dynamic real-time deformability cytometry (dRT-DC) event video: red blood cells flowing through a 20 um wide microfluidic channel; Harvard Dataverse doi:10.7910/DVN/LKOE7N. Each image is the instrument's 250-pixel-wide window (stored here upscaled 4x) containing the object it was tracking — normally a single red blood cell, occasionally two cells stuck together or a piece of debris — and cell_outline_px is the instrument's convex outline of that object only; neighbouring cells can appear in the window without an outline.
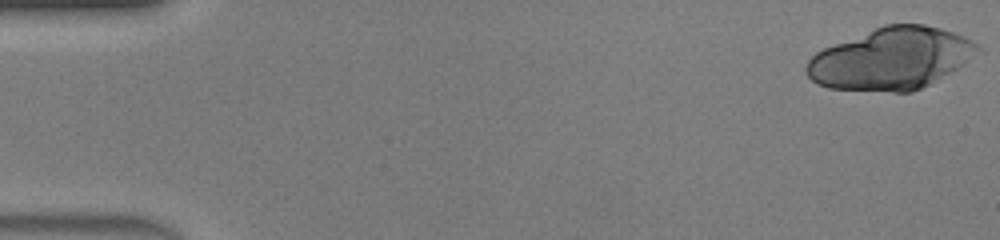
{"species": "human", "species_latin": "Homo sapiens", "temperature_condition": "warm", "stored_images_in_passage": 23, "camera_frame_rate_fps": 3000, "um_per_image_px": 0.085, "donor": {"sex": "male"}, "frame": {"image": 1, "passage_image": 1, "time_ms": 0.0, "image_size_px": [1000, 240], "cell_outline_px": [[984, 48], [956, 68], [928, 84], [912, 92], [892, 92], [828, 88], [812, 80], [804, 72], [804, 68], [808, 60], [816, 52], [824, 48], [884, 24], [924, 24], [940, 28], [964, 36], [972, 40]], "centroid_in_image_um": [75.72, 4.98], "position_along_channel_um": 9.3, "area_um2": 61.21}}